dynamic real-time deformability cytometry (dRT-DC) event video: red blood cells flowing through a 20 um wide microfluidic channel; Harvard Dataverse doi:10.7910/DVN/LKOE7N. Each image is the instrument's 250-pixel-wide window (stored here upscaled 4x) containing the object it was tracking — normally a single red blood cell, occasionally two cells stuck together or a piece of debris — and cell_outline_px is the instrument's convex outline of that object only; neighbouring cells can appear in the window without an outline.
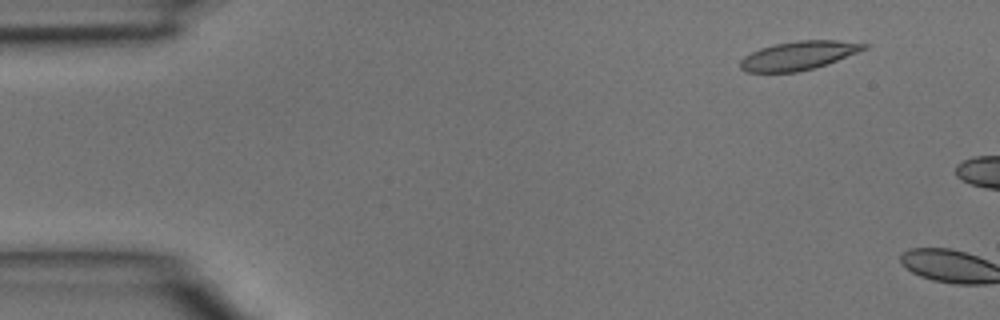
{"species": "common noctule bat (a hibernating species)", "species_latin": "Nyctalus noctula", "temperature_condition": "room temperature", "stored_images_in_passage": 3, "camera_frame_rate_fps": 3000, "um_per_image_px": 0.085, "animal": {"sex": "male", "body_mass_g": 15.6}, "frame": {"image": 1, "passage_image": 2, "time_ms": 0.333, "image_size_px": [1000, 320], "cell_outline_px": [[868, 48], [828, 64], [796, 72], [744, 72], [740, 68], [740, 60], [744, 56], [760, 48], [776, 44], [800, 40], [836, 40], [868, 44]], "centroid_in_image_um": [67.87, 4.72], "position_along_channel_um": 17.1, "area_um2": 20.58}}